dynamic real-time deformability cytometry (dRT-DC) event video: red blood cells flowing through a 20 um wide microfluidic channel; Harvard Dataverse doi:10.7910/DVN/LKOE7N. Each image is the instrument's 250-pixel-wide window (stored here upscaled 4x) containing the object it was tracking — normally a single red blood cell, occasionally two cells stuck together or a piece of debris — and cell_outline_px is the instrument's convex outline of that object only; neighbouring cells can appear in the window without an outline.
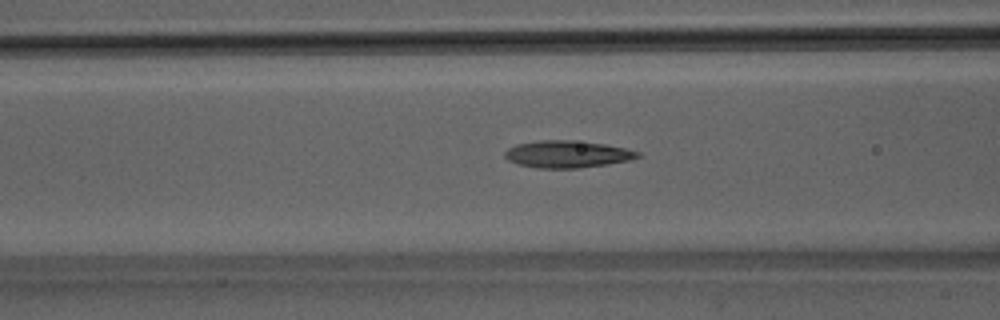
{"species": "Egyptian fruit bat (a non-hibernating species)", "species_latin": "Rousettus aegyptiacus", "temperature_condition": "room temperature", "stored_images_in_passage": 33, "camera_frame_rate_fps": 3000, "um_per_image_px": 0.085, "animal": {"sex": "male"}, "frame": {"image": 1, "passage_image": 5, "time_ms": 1.333, "image_size_px": [1000, 320], "cell_outline_px": [[640, 156], [628, 160], [608, 164], [580, 168], [536, 168], [520, 164], [508, 160], [504, 156], [504, 152], [508, 148], [516, 144], [540, 140], [572, 140], [604, 144], [624, 148], [640, 152]], "centroid_in_image_um": [48.19, 13.1], "position_along_channel_um": 118.4, "area_um2": 20.87}}
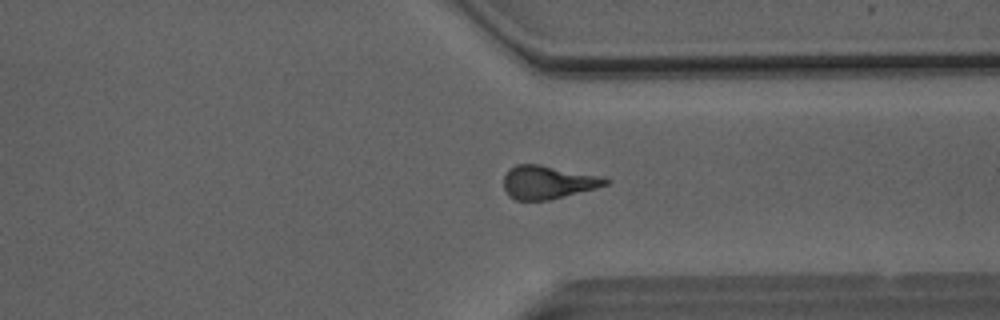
{"frame": {"image": 2, "passage_image": 23, "time_ms": 7.333, "image_size_px": [1000, 320], "cell_outline_px": [[612, 180], [608, 184], [596, 188], [548, 200], [516, 200], [508, 196], [504, 188], [504, 176], [508, 168], [516, 164], [540, 164], [600, 176]], "centroid_in_image_um": [46.54, 15.48], "position_along_channel_um": 364.9, "area_um2": 19.77}}
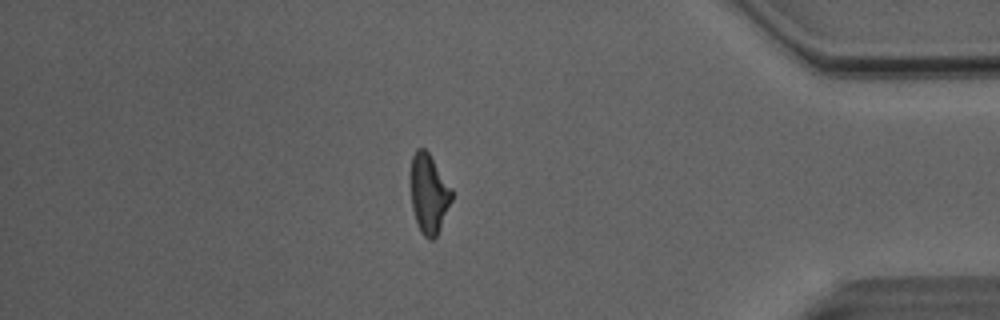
{"frame": {"image": 3, "passage_image": 28, "time_ms": 9.0, "image_size_px": [1000, 320], "cell_outline_px": [[452, 200], [440, 228], [436, 236], [432, 240], [428, 240], [420, 232], [412, 208], [412, 156], [416, 148], [424, 148], [428, 152], [452, 188]], "centroid_in_image_um": [36.47, 16.48], "position_along_channel_um": 398.7, "area_um2": 18.67}}